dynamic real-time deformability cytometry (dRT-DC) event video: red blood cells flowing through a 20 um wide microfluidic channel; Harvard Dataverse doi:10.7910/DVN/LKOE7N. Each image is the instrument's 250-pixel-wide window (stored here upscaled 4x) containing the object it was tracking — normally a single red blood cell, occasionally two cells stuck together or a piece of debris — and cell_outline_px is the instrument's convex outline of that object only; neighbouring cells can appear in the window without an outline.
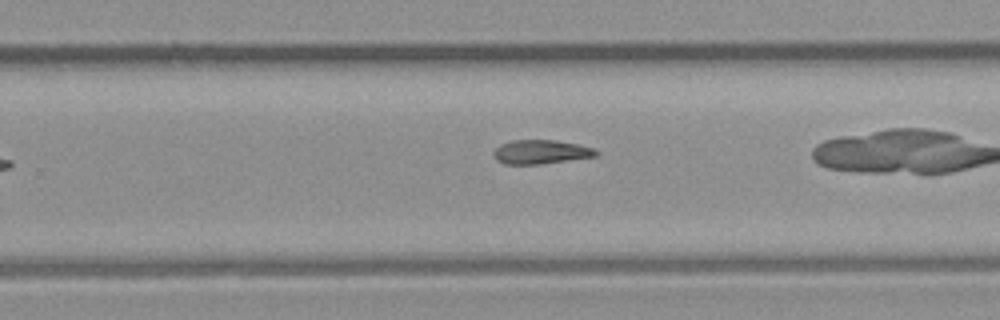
{"species": "common noctule bat (a hibernating species)", "species_latin": "Nyctalus noctula", "temperature_condition": "room temperature", "stored_images_in_passage": 21, "camera_frame_rate_fps": 3000, "um_per_image_px": 0.085, "animal": {"sex": "male", "body_mass_g": 23.1, "forearm_length_mm": 52.7}, "frame": {"image": 1, "passage_image": 15, "time_ms": 4.667, "image_size_px": [1000, 320], "cell_outline_px": [[600, 152], [596, 156], [540, 164], [504, 164], [496, 160], [492, 152], [500, 144], [512, 140], [556, 140], [576, 144], [592, 148]], "centroid_in_image_um": [45.93, 12.91], "position_along_channel_um": 283.9, "area_um2": 14.28}}